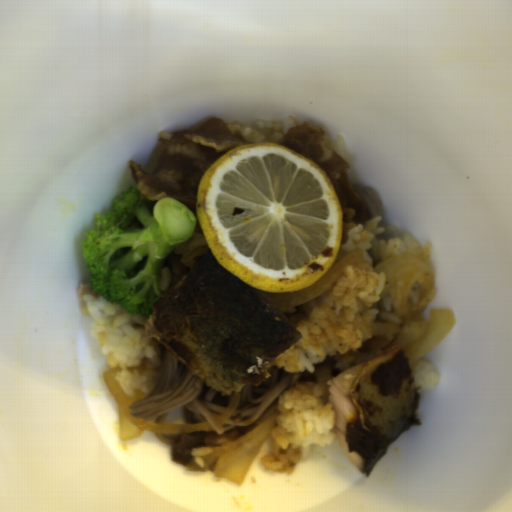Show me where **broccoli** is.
I'll list each match as a JSON object with an SVG mask.
<instances>
[{"label":"broccoli","mask_w":512,"mask_h":512,"mask_svg":"<svg viewBox=\"0 0 512 512\" xmlns=\"http://www.w3.org/2000/svg\"><path fill=\"white\" fill-rule=\"evenodd\" d=\"M111 208L96 213L81 241L87 280L106 302L146 320L156 300L164 298L162 263L193 235L196 218L187 205L168 196L156 201L151 215L134 187L112 199Z\"/></svg>","instance_id":"broccoli-1"}]
</instances>
